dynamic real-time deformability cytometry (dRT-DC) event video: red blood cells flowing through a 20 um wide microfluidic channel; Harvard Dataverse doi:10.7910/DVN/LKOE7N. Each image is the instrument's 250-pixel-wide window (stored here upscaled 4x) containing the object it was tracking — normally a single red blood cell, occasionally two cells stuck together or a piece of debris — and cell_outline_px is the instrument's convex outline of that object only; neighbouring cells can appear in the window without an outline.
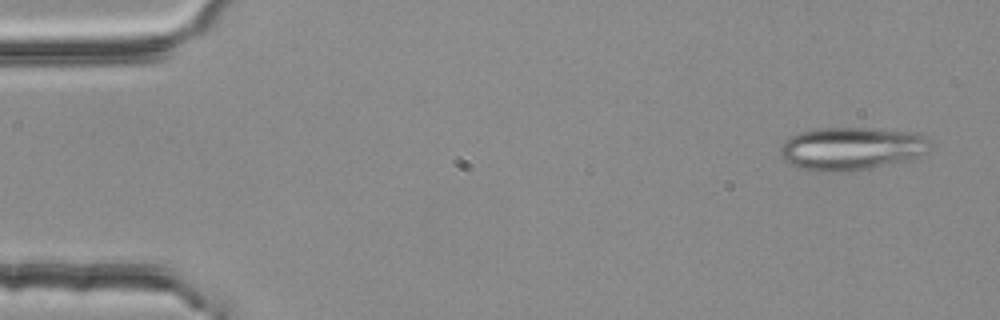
{"species": "common noctule bat (a hibernating species)", "species_latin": "Nyctalus noctula", "temperature_condition": "room temperature", "stored_images_in_passage": 3, "camera_frame_rate_fps": 3000, "um_per_image_px": 0.085, "animal": {"sex": "female", "body_mass_g": 25.1}, "frame": {"image": 1, "passage_image": 1, "time_ms": 0.0, "image_size_px": [1000, 320], "cell_outline_px": [[928, 152], [920, 156], [908, 160], [852, 172], [820, 172], [788, 164], [780, 156], [780, 148], [784, 140], [800, 132], [820, 128], [872, 128], [916, 132], [928, 136]], "centroid_in_image_um": [72.38, 12.63], "position_along_channel_um": 12.6, "area_um2": 37.92}}